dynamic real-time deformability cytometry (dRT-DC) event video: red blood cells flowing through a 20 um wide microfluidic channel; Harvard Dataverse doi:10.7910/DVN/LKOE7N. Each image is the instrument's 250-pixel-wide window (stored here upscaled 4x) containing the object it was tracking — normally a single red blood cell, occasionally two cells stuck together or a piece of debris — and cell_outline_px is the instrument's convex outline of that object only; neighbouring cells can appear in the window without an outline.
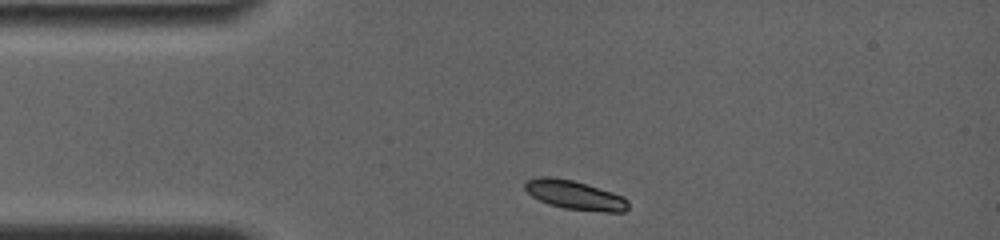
{"species": "common noctule bat (a hibernating species)", "species_latin": "Nyctalus noctula", "temperature_condition": "room temperature", "stored_images_in_passage": 5, "camera_frame_rate_fps": 4000, "um_per_image_px": 0.085, "animal": {"sex": "female", "body_mass_g": 19.0, "forearm_length_mm": 56.7}, "frame": {"image": 1, "passage_image": 1, "time_ms": 0.0, "image_size_px": [1000, 240], "cell_outline_px": [[628, 208], [624, 212], [604, 212], [564, 208], [548, 204], [532, 196], [524, 188], [524, 184], [528, 180], [540, 176], [548, 176], [572, 180], [612, 192], [624, 196], [628, 200]], "centroid_in_image_um": [48.88, 16.58], "position_along_channel_um": 36.1, "area_um2": 17.4}}
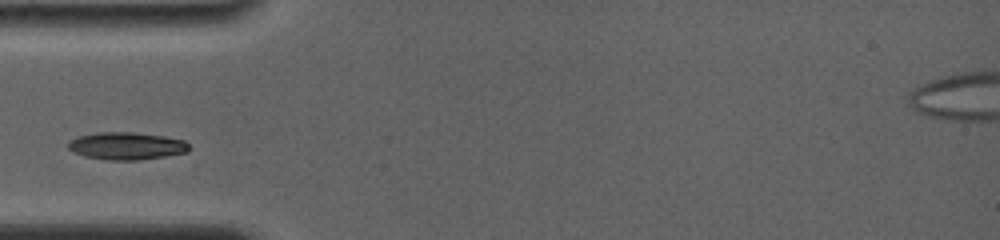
{"frame": {"image": 2, "passage_image": 3, "time_ms": 1.75, "image_size_px": [1000, 240], "cell_outline_px": [[188, 148], [184, 152], [164, 156], [136, 160], [108, 160], [84, 156], [68, 148], [68, 140], [76, 136], [96, 132], [132, 132], [164, 136], [184, 140], [188, 144]], "centroid_in_image_um": [10.69, 12.39], "position_along_channel_um": 74.3, "area_um2": 19.19}}
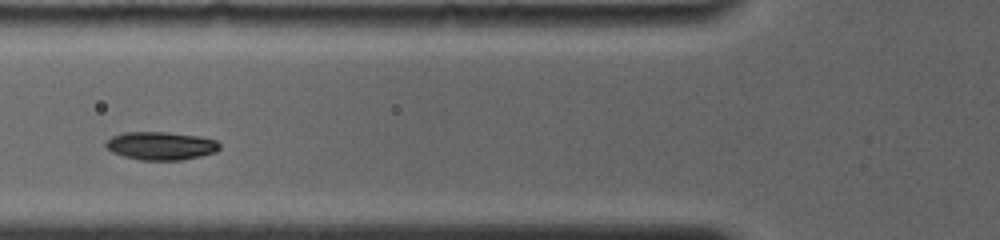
{"frame": {"image": 3, "passage_image": 4, "time_ms": 2.75, "image_size_px": [1000, 240], "cell_outline_px": [[220, 148], [216, 152], [200, 156], [180, 160], [140, 160], [124, 156], [112, 152], [104, 144], [112, 136], [124, 132], [168, 132], [200, 136], [216, 140], [220, 144]], "centroid_in_image_um": [13.69, 12.39], "position_along_channel_um": 112.1, "area_um2": 18.67}}